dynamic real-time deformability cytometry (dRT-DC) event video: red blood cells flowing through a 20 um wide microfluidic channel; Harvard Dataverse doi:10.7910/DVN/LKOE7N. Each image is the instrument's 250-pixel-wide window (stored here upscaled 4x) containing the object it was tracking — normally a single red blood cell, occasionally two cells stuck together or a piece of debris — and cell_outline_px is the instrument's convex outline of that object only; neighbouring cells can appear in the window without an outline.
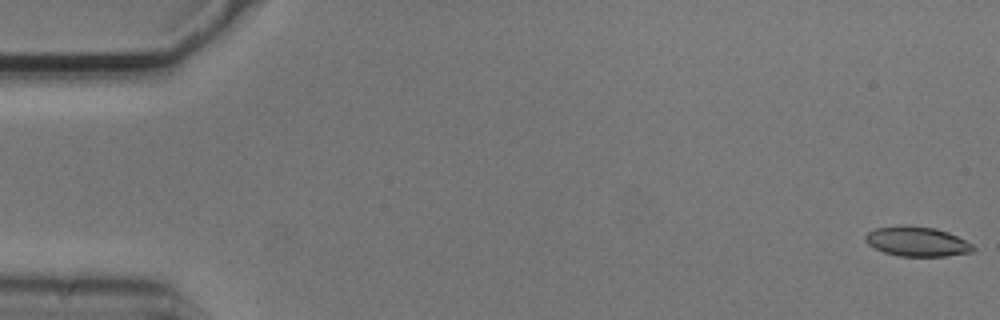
{"species": "common noctule bat (a hibernating species)", "species_latin": "Nyctalus noctula", "temperature_condition": "cold", "stored_images_in_passage": 54, "camera_frame_rate_fps": 3000, "um_per_image_px": 0.085, "animal": {"sex": "male", "body_mass_g": 20.5, "forearm_length_mm": 52.5}, "frame": {"image": 1, "passage_image": 1, "time_ms": 0.0, "image_size_px": [1000, 320], "cell_outline_px": [[976, 248], [972, 252], [944, 256], [900, 256], [884, 252], [868, 244], [864, 240], [864, 236], [868, 232], [876, 228], [936, 228], [948, 232], [972, 244]], "centroid_in_image_um": [77.98, 20.57], "position_along_channel_um": 7.0, "area_um2": 17.8}}
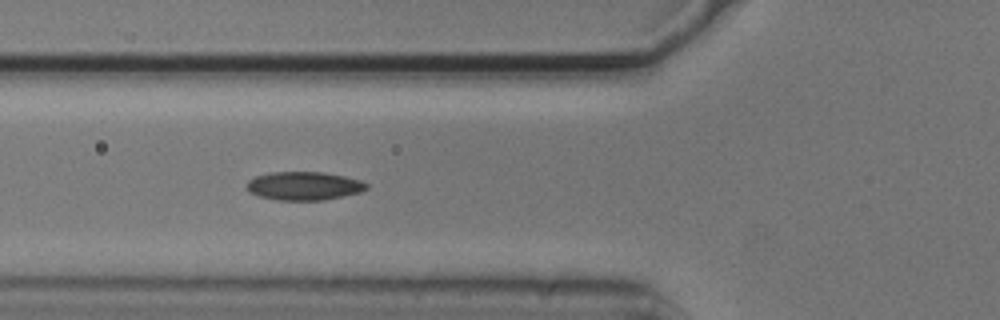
{"frame": {"image": 2, "passage_image": 20, "time_ms": 6.333, "image_size_px": [1000, 320], "cell_outline_px": [[368, 188], [360, 192], [324, 200], [276, 200], [260, 196], [248, 192], [244, 188], [248, 180], [256, 176], [272, 172], [324, 172], [344, 176], [360, 180], [368, 184]], "centroid_in_image_um": [25.8, 15.8], "position_along_channel_um": 100.0, "area_um2": 19.94}}
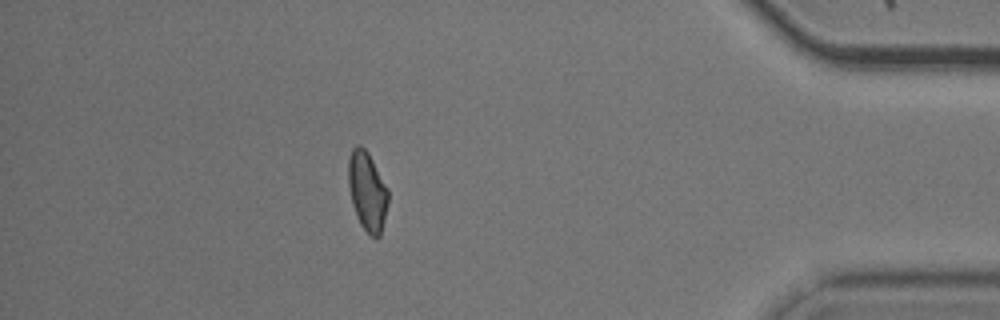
{"frame": {"image": 3, "passage_image": 48, "time_ms": 15.667, "image_size_px": [1000, 320], "cell_outline_px": [[388, 204], [380, 236], [372, 236], [360, 224], [356, 216], [352, 204], [348, 184], [348, 160], [352, 148], [356, 144], [360, 144], [368, 152], [388, 188]], "centroid_in_image_um": [31.21, 16.21], "position_along_channel_um": 404.0, "area_um2": 18.38}, "authors_computed_cell_mechanics": {"area_um2": 18.8717, "velocity_mm_per_s": 3.7256, "shape_relaxation_time_tau1_ms": 5.6695, "shape_relaxation_time_tau2_ms": 4.6213, "deformation_change_tau1": 0.132, "deformation_change_tau2": 0.1005}}